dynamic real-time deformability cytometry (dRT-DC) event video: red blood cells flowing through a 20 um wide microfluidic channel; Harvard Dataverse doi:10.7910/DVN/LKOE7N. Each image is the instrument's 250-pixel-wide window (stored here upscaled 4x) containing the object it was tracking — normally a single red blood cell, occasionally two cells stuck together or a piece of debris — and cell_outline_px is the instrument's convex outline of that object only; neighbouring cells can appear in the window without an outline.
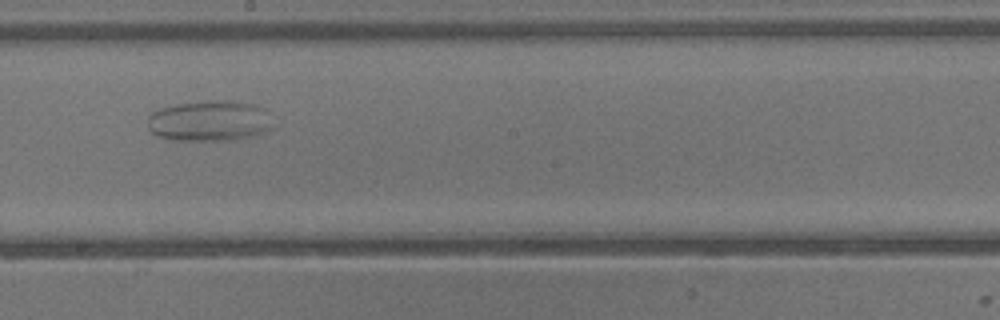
{"species": "common noctule bat (a hibernating species)", "species_latin": "Nyctalus noctula", "temperature_condition": "warm", "stored_images_in_passage": 25, "camera_frame_rate_fps": 3000, "um_per_image_px": 0.085, "animal": {"sex": "male", "body_mass_g": 13.3}, "frame": {"image": 1, "passage_image": 11, "time_ms": 3.333, "image_size_px": [1000, 320], "cell_outline_px": [[276, 128], [256, 136], [232, 140], [172, 140], [156, 136], [148, 128], [148, 116], [152, 112], [160, 108], [176, 104], [212, 100], [232, 100], [256, 104], [264, 108]], "centroid_in_image_um": [17.86, 10.28], "position_along_channel_um": 230.3, "area_um2": 30.35}}